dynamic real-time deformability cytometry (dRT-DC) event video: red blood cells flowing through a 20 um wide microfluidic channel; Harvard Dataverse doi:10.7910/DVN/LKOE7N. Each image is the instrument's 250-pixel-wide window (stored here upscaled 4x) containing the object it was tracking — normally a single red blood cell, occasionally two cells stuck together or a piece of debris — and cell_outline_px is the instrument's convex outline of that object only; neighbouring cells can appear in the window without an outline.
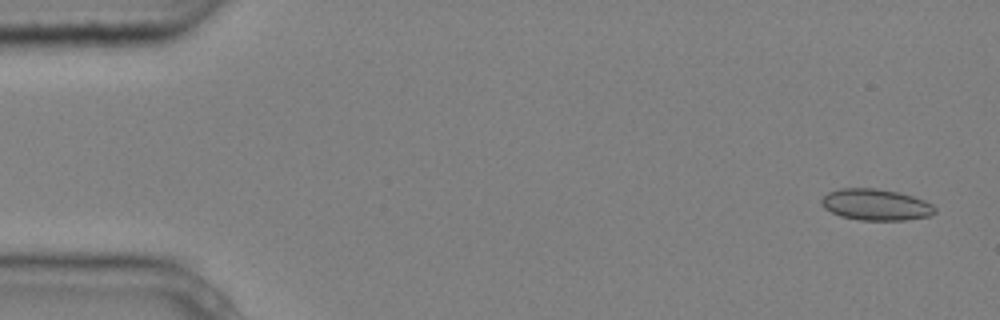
{"species": "common noctule bat (a hibernating species)", "species_latin": "Nyctalus noctula", "temperature_condition": "cold", "stored_images_in_passage": 5, "segment_of_instrument_passage": [1, 2], "camera_frame_rate_fps": 3000, "um_per_image_px": 0.085, "animal": {"sex": "male", "body_mass_g": 20.4}, "frame": {"image": 1, "passage_image": 1, "time_ms": 0.0, "image_size_px": [1000, 320], "cell_outline_px": [[936, 212], [928, 216], [904, 220], [860, 220], [840, 216], [824, 208], [820, 204], [820, 200], [828, 192], [840, 188], [876, 188], [900, 192], [924, 200], [932, 204], [936, 208]], "centroid_in_image_um": [74.43, 17.39], "position_along_channel_um": 10.6, "area_um2": 20.81}}